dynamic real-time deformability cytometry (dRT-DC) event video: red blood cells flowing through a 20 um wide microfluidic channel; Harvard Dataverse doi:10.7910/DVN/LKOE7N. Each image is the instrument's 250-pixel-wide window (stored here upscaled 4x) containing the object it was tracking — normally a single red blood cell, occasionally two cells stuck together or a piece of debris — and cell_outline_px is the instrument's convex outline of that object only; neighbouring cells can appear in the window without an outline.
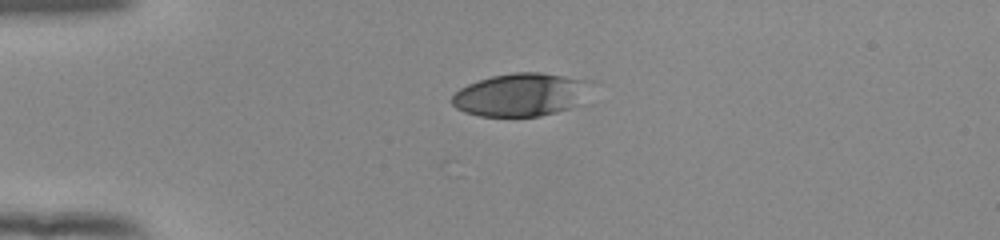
{"species": "human", "species_latin": "Homo sapiens", "temperature_condition": "room temperature", "stored_images_in_passage": 4, "camera_frame_rate_fps": 3000, "um_per_image_px": 0.085, "donor": {"sex": "female"}, "frame": {"image": 1, "passage_image": 1, "time_ms": 0.0, "image_size_px": [1000, 240], "cell_outline_px": [[592, 80], [576, 104], [568, 108], [556, 112], [540, 116], [480, 116], [464, 112], [456, 108], [452, 104], [452, 96], [460, 88], [468, 84], [492, 76], [516, 72], [540, 72]], "centroid_in_image_um": [44.21, 8.04], "position_along_channel_um": 40.8, "area_um2": 34.33}}